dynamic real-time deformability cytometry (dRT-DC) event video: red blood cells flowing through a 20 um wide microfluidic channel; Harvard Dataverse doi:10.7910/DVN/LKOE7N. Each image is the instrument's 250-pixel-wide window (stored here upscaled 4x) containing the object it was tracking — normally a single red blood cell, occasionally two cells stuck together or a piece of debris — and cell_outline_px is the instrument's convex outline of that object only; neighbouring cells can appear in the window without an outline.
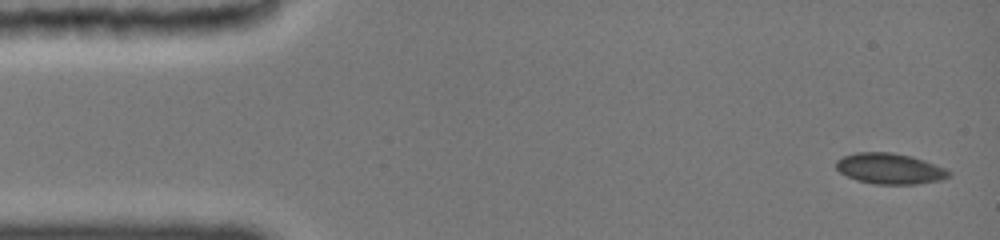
{"species": "common noctule bat (a hibernating species)", "species_latin": "Nyctalus noctula", "temperature_condition": "cold", "stored_images_in_passage": 22, "camera_frame_rate_fps": 3000, "um_per_image_px": 0.085, "animal": {"sex": "female", "body_mass_g": 19.0, "forearm_length_mm": 51.5}, "frame": {"image": 1, "passage_image": 1, "time_ms": 0.0, "image_size_px": [1000, 240], "cell_outline_px": [[952, 172], [948, 176], [940, 180], [916, 184], [876, 184], [856, 180], [840, 172], [836, 168], [836, 160], [844, 156], [856, 152], [888, 152], [908, 156], [924, 160], [944, 168]], "centroid_in_image_um": [75.61, 14.34], "position_along_channel_um": 9.4, "area_um2": 19.94}}
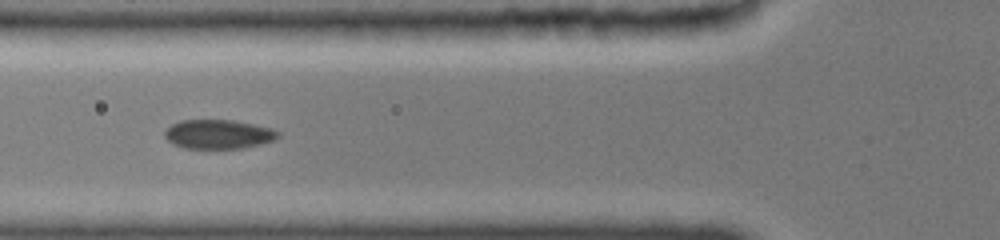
{"frame": {"image": 2, "passage_image": 13, "time_ms": 5.333, "image_size_px": [1000, 240], "cell_outline_px": [[280, 136], [276, 140], [260, 144], [240, 148], [184, 148], [172, 144], [164, 136], [164, 132], [172, 124], [180, 120], [232, 120], [252, 124], [268, 128], [280, 132]], "centroid_in_image_um": [18.55, 11.41], "position_along_channel_um": 107.3, "area_um2": 19.13}}
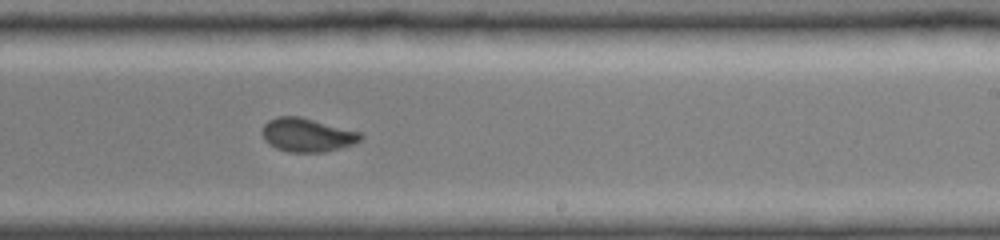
{"frame": {"image": 3, "passage_image": 22, "time_ms": 9.333, "image_size_px": [1000, 240], "cell_outline_px": [[364, 136], [360, 140], [352, 144], [340, 148], [324, 152], [288, 152], [276, 148], [264, 136], [264, 124], [268, 120], [280, 116], [300, 116], [360, 132]], "centroid_in_image_um": [26.15, 11.47], "position_along_channel_um": 262.9, "area_um2": 18.9}}